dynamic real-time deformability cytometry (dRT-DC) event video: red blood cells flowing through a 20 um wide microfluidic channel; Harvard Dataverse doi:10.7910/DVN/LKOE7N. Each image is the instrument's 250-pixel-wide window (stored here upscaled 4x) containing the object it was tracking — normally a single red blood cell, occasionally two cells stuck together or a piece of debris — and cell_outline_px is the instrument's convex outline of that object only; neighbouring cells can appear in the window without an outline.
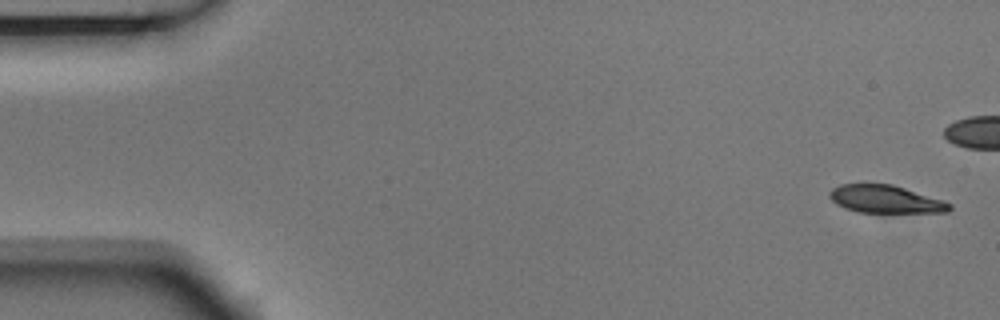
{"species": "Egyptian fruit bat (a non-hibernating species)", "species_latin": "Rousettus aegyptiacus", "temperature_condition": "room temperature", "stored_images_in_passage": 6, "camera_frame_rate_fps": 3000, "um_per_image_px": 0.085, "animal": {"sex": "male"}, "frame": {"image": 1, "passage_image": 1, "time_ms": 0.0, "image_size_px": [1000, 320], "cell_outline_px": [[952, 208], [948, 212], [860, 212], [844, 208], [836, 204], [828, 196], [828, 192], [832, 188], [840, 184], [892, 184], [944, 200], [952, 204]], "centroid_in_image_um": [75.26, 16.93], "position_along_channel_um": 9.7, "area_um2": 19.42}}